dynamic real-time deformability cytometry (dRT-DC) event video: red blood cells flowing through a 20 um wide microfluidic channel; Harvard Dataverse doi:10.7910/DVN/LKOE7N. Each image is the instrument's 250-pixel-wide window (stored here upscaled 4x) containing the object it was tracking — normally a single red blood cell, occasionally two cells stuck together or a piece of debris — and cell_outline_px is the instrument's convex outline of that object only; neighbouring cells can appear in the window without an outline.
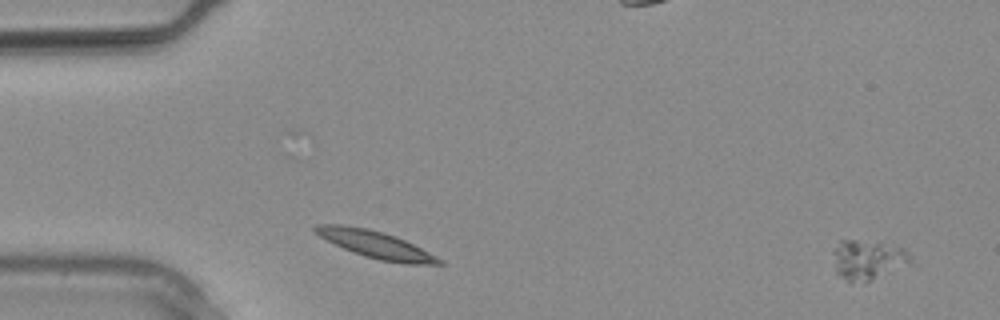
{"species": "common noctule bat (a hibernating species)", "species_latin": "Nyctalus noctula", "temperature_condition": "warm", "stored_images_in_passage": 2, "segment_of_instrument_passage": [2, 2], "camera_frame_rate_fps": 3000, "um_per_image_px": 0.085, "animal": {"sex": "male", "body_mass_g": 20.4}, "frame": {"image": 1, "passage_image": 2, "time_ms": 0.333, "image_size_px": [1000, 320], "cell_outline_px": [[912, 264], [872, 280], [848, 280], [836, 272], [832, 252], [840, 240], [856, 240], [904, 248], [908, 252], [912, 260]], "centroid_in_image_um": [73.79, 22.07], "position_along_channel_um": 11.2, "area_um2": 17.46}}